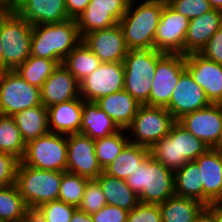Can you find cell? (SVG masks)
<instances>
[{"mask_svg": "<svg viewBox=\"0 0 222 222\" xmlns=\"http://www.w3.org/2000/svg\"><path fill=\"white\" fill-rule=\"evenodd\" d=\"M131 0L119 25L129 50L154 48V37L166 0ZM138 3V4H136Z\"/></svg>", "mask_w": 222, "mask_h": 222, "instance_id": "6da1fadb", "label": "cell"}, {"mask_svg": "<svg viewBox=\"0 0 222 222\" xmlns=\"http://www.w3.org/2000/svg\"><path fill=\"white\" fill-rule=\"evenodd\" d=\"M81 41L75 19L53 24L33 25L30 54L63 64L67 55Z\"/></svg>", "mask_w": 222, "mask_h": 222, "instance_id": "7a4b0ae2", "label": "cell"}, {"mask_svg": "<svg viewBox=\"0 0 222 222\" xmlns=\"http://www.w3.org/2000/svg\"><path fill=\"white\" fill-rule=\"evenodd\" d=\"M209 147L178 121H175L169 134L162 137L149 150L151 157L167 169L176 171L187 162L194 161Z\"/></svg>", "mask_w": 222, "mask_h": 222, "instance_id": "3957f363", "label": "cell"}, {"mask_svg": "<svg viewBox=\"0 0 222 222\" xmlns=\"http://www.w3.org/2000/svg\"><path fill=\"white\" fill-rule=\"evenodd\" d=\"M140 203L161 204L175 194L174 172L149 155L126 179Z\"/></svg>", "mask_w": 222, "mask_h": 222, "instance_id": "277c9868", "label": "cell"}, {"mask_svg": "<svg viewBox=\"0 0 222 222\" xmlns=\"http://www.w3.org/2000/svg\"><path fill=\"white\" fill-rule=\"evenodd\" d=\"M156 49L128 50L124 61V90L141 105H148L158 58Z\"/></svg>", "mask_w": 222, "mask_h": 222, "instance_id": "5b68a950", "label": "cell"}, {"mask_svg": "<svg viewBox=\"0 0 222 222\" xmlns=\"http://www.w3.org/2000/svg\"><path fill=\"white\" fill-rule=\"evenodd\" d=\"M32 27L12 9L0 18L3 70H15L31 56Z\"/></svg>", "mask_w": 222, "mask_h": 222, "instance_id": "8992f818", "label": "cell"}, {"mask_svg": "<svg viewBox=\"0 0 222 222\" xmlns=\"http://www.w3.org/2000/svg\"><path fill=\"white\" fill-rule=\"evenodd\" d=\"M15 184L28 208H37L58 199L61 172L32 168L19 162Z\"/></svg>", "mask_w": 222, "mask_h": 222, "instance_id": "52a82bcc", "label": "cell"}, {"mask_svg": "<svg viewBox=\"0 0 222 222\" xmlns=\"http://www.w3.org/2000/svg\"><path fill=\"white\" fill-rule=\"evenodd\" d=\"M20 162L32 168L66 172L67 135L48 132L29 141Z\"/></svg>", "mask_w": 222, "mask_h": 222, "instance_id": "ba28073f", "label": "cell"}, {"mask_svg": "<svg viewBox=\"0 0 222 222\" xmlns=\"http://www.w3.org/2000/svg\"><path fill=\"white\" fill-rule=\"evenodd\" d=\"M175 122L165 107L141 105L132 124L126 129L129 142L151 148L169 134Z\"/></svg>", "mask_w": 222, "mask_h": 222, "instance_id": "9c48e42d", "label": "cell"}, {"mask_svg": "<svg viewBox=\"0 0 222 222\" xmlns=\"http://www.w3.org/2000/svg\"><path fill=\"white\" fill-rule=\"evenodd\" d=\"M42 105L40 88L30 85L15 70L0 71V114L13 116Z\"/></svg>", "mask_w": 222, "mask_h": 222, "instance_id": "30bf717a", "label": "cell"}, {"mask_svg": "<svg viewBox=\"0 0 222 222\" xmlns=\"http://www.w3.org/2000/svg\"><path fill=\"white\" fill-rule=\"evenodd\" d=\"M185 71V55L163 53L157 60L148 106L166 108L180 76Z\"/></svg>", "mask_w": 222, "mask_h": 222, "instance_id": "8fae6325", "label": "cell"}, {"mask_svg": "<svg viewBox=\"0 0 222 222\" xmlns=\"http://www.w3.org/2000/svg\"><path fill=\"white\" fill-rule=\"evenodd\" d=\"M124 89L123 62H102L90 75L79 82L80 97L96 102L100 98Z\"/></svg>", "mask_w": 222, "mask_h": 222, "instance_id": "7c38bea8", "label": "cell"}, {"mask_svg": "<svg viewBox=\"0 0 222 222\" xmlns=\"http://www.w3.org/2000/svg\"><path fill=\"white\" fill-rule=\"evenodd\" d=\"M131 0H91L76 19L81 38L88 33L107 29L119 23Z\"/></svg>", "mask_w": 222, "mask_h": 222, "instance_id": "4fadbf2b", "label": "cell"}, {"mask_svg": "<svg viewBox=\"0 0 222 222\" xmlns=\"http://www.w3.org/2000/svg\"><path fill=\"white\" fill-rule=\"evenodd\" d=\"M189 19L164 4L154 37V49L185 55V36Z\"/></svg>", "mask_w": 222, "mask_h": 222, "instance_id": "5bb4252c", "label": "cell"}, {"mask_svg": "<svg viewBox=\"0 0 222 222\" xmlns=\"http://www.w3.org/2000/svg\"><path fill=\"white\" fill-rule=\"evenodd\" d=\"M103 171L95 154L94 139L82 133L67 135L66 172L96 179Z\"/></svg>", "mask_w": 222, "mask_h": 222, "instance_id": "9a60e30c", "label": "cell"}, {"mask_svg": "<svg viewBox=\"0 0 222 222\" xmlns=\"http://www.w3.org/2000/svg\"><path fill=\"white\" fill-rule=\"evenodd\" d=\"M178 122L209 148H218L222 140V110L218 104L186 114Z\"/></svg>", "mask_w": 222, "mask_h": 222, "instance_id": "2e32d148", "label": "cell"}, {"mask_svg": "<svg viewBox=\"0 0 222 222\" xmlns=\"http://www.w3.org/2000/svg\"><path fill=\"white\" fill-rule=\"evenodd\" d=\"M185 68L195 83L202 87L211 104L222 99V65L204 58L199 53L185 55Z\"/></svg>", "mask_w": 222, "mask_h": 222, "instance_id": "e0dca14e", "label": "cell"}, {"mask_svg": "<svg viewBox=\"0 0 222 222\" xmlns=\"http://www.w3.org/2000/svg\"><path fill=\"white\" fill-rule=\"evenodd\" d=\"M82 41L104 63L123 62L129 50L119 24L85 34Z\"/></svg>", "mask_w": 222, "mask_h": 222, "instance_id": "ac0fdd59", "label": "cell"}, {"mask_svg": "<svg viewBox=\"0 0 222 222\" xmlns=\"http://www.w3.org/2000/svg\"><path fill=\"white\" fill-rule=\"evenodd\" d=\"M210 104L204 89L195 83L186 70L180 76L166 109L171 113L174 120L178 121L184 115L205 108Z\"/></svg>", "mask_w": 222, "mask_h": 222, "instance_id": "d6986e66", "label": "cell"}, {"mask_svg": "<svg viewBox=\"0 0 222 222\" xmlns=\"http://www.w3.org/2000/svg\"><path fill=\"white\" fill-rule=\"evenodd\" d=\"M12 10L32 25L60 23L70 19L65 0H14Z\"/></svg>", "mask_w": 222, "mask_h": 222, "instance_id": "ffe728a7", "label": "cell"}, {"mask_svg": "<svg viewBox=\"0 0 222 222\" xmlns=\"http://www.w3.org/2000/svg\"><path fill=\"white\" fill-rule=\"evenodd\" d=\"M40 93L42 105L48 108L79 98V82L63 64H59L40 88Z\"/></svg>", "mask_w": 222, "mask_h": 222, "instance_id": "44dd1931", "label": "cell"}, {"mask_svg": "<svg viewBox=\"0 0 222 222\" xmlns=\"http://www.w3.org/2000/svg\"><path fill=\"white\" fill-rule=\"evenodd\" d=\"M194 162L199 166L204 187V205L222 202V153L217 148H209Z\"/></svg>", "mask_w": 222, "mask_h": 222, "instance_id": "7402d4cb", "label": "cell"}, {"mask_svg": "<svg viewBox=\"0 0 222 222\" xmlns=\"http://www.w3.org/2000/svg\"><path fill=\"white\" fill-rule=\"evenodd\" d=\"M222 27V11L213 9L190 19L185 36V55L200 53L208 40Z\"/></svg>", "mask_w": 222, "mask_h": 222, "instance_id": "603a6c76", "label": "cell"}, {"mask_svg": "<svg viewBox=\"0 0 222 222\" xmlns=\"http://www.w3.org/2000/svg\"><path fill=\"white\" fill-rule=\"evenodd\" d=\"M84 100L79 97L47 108L49 132L58 134L80 133Z\"/></svg>", "mask_w": 222, "mask_h": 222, "instance_id": "cb8c5ba5", "label": "cell"}, {"mask_svg": "<svg viewBox=\"0 0 222 222\" xmlns=\"http://www.w3.org/2000/svg\"><path fill=\"white\" fill-rule=\"evenodd\" d=\"M120 129H127L133 122L141 104L124 89L96 101Z\"/></svg>", "mask_w": 222, "mask_h": 222, "instance_id": "d4e9b609", "label": "cell"}, {"mask_svg": "<svg viewBox=\"0 0 222 222\" xmlns=\"http://www.w3.org/2000/svg\"><path fill=\"white\" fill-rule=\"evenodd\" d=\"M159 209L162 222H196L205 212L206 205L196 199L174 194L159 204Z\"/></svg>", "mask_w": 222, "mask_h": 222, "instance_id": "484cf974", "label": "cell"}, {"mask_svg": "<svg viewBox=\"0 0 222 222\" xmlns=\"http://www.w3.org/2000/svg\"><path fill=\"white\" fill-rule=\"evenodd\" d=\"M120 128L96 102L84 101L80 133L97 139L118 132Z\"/></svg>", "mask_w": 222, "mask_h": 222, "instance_id": "4316f807", "label": "cell"}, {"mask_svg": "<svg viewBox=\"0 0 222 222\" xmlns=\"http://www.w3.org/2000/svg\"><path fill=\"white\" fill-rule=\"evenodd\" d=\"M105 196L107 205L130 211L139 203L138 195L127 185L126 180L112 177L104 171L96 178Z\"/></svg>", "mask_w": 222, "mask_h": 222, "instance_id": "83f0119b", "label": "cell"}, {"mask_svg": "<svg viewBox=\"0 0 222 222\" xmlns=\"http://www.w3.org/2000/svg\"><path fill=\"white\" fill-rule=\"evenodd\" d=\"M12 117L26 143L49 132L47 107L43 105L24 109Z\"/></svg>", "mask_w": 222, "mask_h": 222, "instance_id": "f1b7e54d", "label": "cell"}, {"mask_svg": "<svg viewBox=\"0 0 222 222\" xmlns=\"http://www.w3.org/2000/svg\"><path fill=\"white\" fill-rule=\"evenodd\" d=\"M149 155V148L128 142L115 160L104 169V172L125 180Z\"/></svg>", "mask_w": 222, "mask_h": 222, "instance_id": "f546056e", "label": "cell"}, {"mask_svg": "<svg viewBox=\"0 0 222 222\" xmlns=\"http://www.w3.org/2000/svg\"><path fill=\"white\" fill-rule=\"evenodd\" d=\"M174 190L177 196L196 199L204 204V187L199 166L194 161L174 171Z\"/></svg>", "mask_w": 222, "mask_h": 222, "instance_id": "4dcf8cb0", "label": "cell"}, {"mask_svg": "<svg viewBox=\"0 0 222 222\" xmlns=\"http://www.w3.org/2000/svg\"><path fill=\"white\" fill-rule=\"evenodd\" d=\"M100 59L81 41L64 59L63 65L80 82L101 64Z\"/></svg>", "mask_w": 222, "mask_h": 222, "instance_id": "1f68e13d", "label": "cell"}, {"mask_svg": "<svg viewBox=\"0 0 222 222\" xmlns=\"http://www.w3.org/2000/svg\"><path fill=\"white\" fill-rule=\"evenodd\" d=\"M59 63L54 60L30 56L15 71L30 85L41 88L47 78L58 67Z\"/></svg>", "mask_w": 222, "mask_h": 222, "instance_id": "d6a6232c", "label": "cell"}, {"mask_svg": "<svg viewBox=\"0 0 222 222\" xmlns=\"http://www.w3.org/2000/svg\"><path fill=\"white\" fill-rule=\"evenodd\" d=\"M25 147L26 142L22 138L14 118L0 114V152L9 153L21 160Z\"/></svg>", "mask_w": 222, "mask_h": 222, "instance_id": "836d02e7", "label": "cell"}, {"mask_svg": "<svg viewBox=\"0 0 222 222\" xmlns=\"http://www.w3.org/2000/svg\"><path fill=\"white\" fill-rule=\"evenodd\" d=\"M28 209L16 184L0 187V219L4 222H20Z\"/></svg>", "mask_w": 222, "mask_h": 222, "instance_id": "e575fe53", "label": "cell"}, {"mask_svg": "<svg viewBox=\"0 0 222 222\" xmlns=\"http://www.w3.org/2000/svg\"><path fill=\"white\" fill-rule=\"evenodd\" d=\"M94 142L96 157L104 170L120 154L129 142V137L126 129H120L109 136L94 139Z\"/></svg>", "mask_w": 222, "mask_h": 222, "instance_id": "d590c367", "label": "cell"}, {"mask_svg": "<svg viewBox=\"0 0 222 222\" xmlns=\"http://www.w3.org/2000/svg\"><path fill=\"white\" fill-rule=\"evenodd\" d=\"M89 180L76 174L61 172V184L57 200L78 207Z\"/></svg>", "mask_w": 222, "mask_h": 222, "instance_id": "8d00e7d4", "label": "cell"}, {"mask_svg": "<svg viewBox=\"0 0 222 222\" xmlns=\"http://www.w3.org/2000/svg\"><path fill=\"white\" fill-rule=\"evenodd\" d=\"M106 204L107 202L99 182L96 179H90L87 182L80 205L77 208L88 214H92L98 212Z\"/></svg>", "mask_w": 222, "mask_h": 222, "instance_id": "74e56055", "label": "cell"}, {"mask_svg": "<svg viewBox=\"0 0 222 222\" xmlns=\"http://www.w3.org/2000/svg\"><path fill=\"white\" fill-rule=\"evenodd\" d=\"M76 208L59 200L49 201L37 207L46 222H70Z\"/></svg>", "mask_w": 222, "mask_h": 222, "instance_id": "f35d334b", "label": "cell"}, {"mask_svg": "<svg viewBox=\"0 0 222 222\" xmlns=\"http://www.w3.org/2000/svg\"><path fill=\"white\" fill-rule=\"evenodd\" d=\"M166 3L189 20L213 10L208 0H166Z\"/></svg>", "mask_w": 222, "mask_h": 222, "instance_id": "ab89813d", "label": "cell"}, {"mask_svg": "<svg viewBox=\"0 0 222 222\" xmlns=\"http://www.w3.org/2000/svg\"><path fill=\"white\" fill-rule=\"evenodd\" d=\"M127 222H162L159 205L139 202L129 211Z\"/></svg>", "mask_w": 222, "mask_h": 222, "instance_id": "60d3db41", "label": "cell"}, {"mask_svg": "<svg viewBox=\"0 0 222 222\" xmlns=\"http://www.w3.org/2000/svg\"><path fill=\"white\" fill-rule=\"evenodd\" d=\"M20 160L9 153L0 152V187L16 183V172Z\"/></svg>", "mask_w": 222, "mask_h": 222, "instance_id": "b9f144b4", "label": "cell"}, {"mask_svg": "<svg viewBox=\"0 0 222 222\" xmlns=\"http://www.w3.org/2000/svg\"><path fill=\"white\" fill-rule=\"evenodd\" d=\"M129 211L117 206L105 205L98 212L92 213L93 222H127Z\"/></svg>", "mask_w": 222, "mask_h": 222, "instance_id": "7bdbcfd3", "label": "cell"}, {"mask_svg": "<svg viewBox=\"0 0 222 222\" xmlns=\"http://www.w3.org/2000/svg\"><path fill=\"white\" fill-rule=\"evenodd\" d=\"M199 54L222 65V27L208 40Z\"/></svg>", "mask_w": 222, "mask_h": 222, "instance_id": "ee69618b", "label": "cell"}, {"mask_svg": "<svg viewBox=\"0 0 222 222\" xmlns=\"http://www.w3.org/2000/svg\"><path fill=\"white\" fill-rule=\"evenodd\" d=\"M91 0H65V7L70 19H77L87 8Z\"/></svg>", "mask_w": 222, "mask_h": 222, "instance_id": "f6af8a7d", "label": "cell"}, {"mask_svg": "<svg viewBox=\"0 0 222 222\" xmlns=\"http://www.w3.org/2000/svg\"><path fill=\"white\" fill-rule=\"evenodd\" d=\"M205 212L211 217L213 222H222V202L207 205Z\"/></svg>", "mask_w": 222, "mask_h": 222, "instance_id": "bcb514c9", "label": "cell"}, {"mask_svg": "<svg viewBox=\"0 0 222 222\" xmlns=\"http://www.w3.org/2000/svg\"><path fill=\"white\" fill-rule=\"evenodd\" d=\"M20 222H46V220L37 208H28Z\"/></svg>", "mask_w": 222, "mask_h": 222, "instance_id": "7dc6e473", "label": "cell"}, {"mask_svg": "<svg viewBox=\"0 0 222 222\" xmlns=\"http://www.w3.org/2000/svg\"><path fill=\"white\" fill-rule=\"evenodd\" d=\"M70 222H93L91 214L76 208L72 214Z\"/></svg>", "mask_w": 222, "mask_h": 222, "instance_id": "c3c4849f", "label": "cell"}, {"mask_svg": "<svg viewBox=\"0 0 222 222\" xmlns=\"http://www.w3.org/2000/svg\"><path fill=\"white\" fill-rule=\"evenodd\" d=\"M213 9L222 11V0H208Z\"/></svg>", "mask_w": 222, "mask_h": 222, "instance_id": "681fc988", "label": "cell"}, {"mask_svg": "<svg viewBox=\"0 0 222 222\" xmlns=\"http://www.w3.org/2000/svg\"><path fill=\"white\" fill-rule=\"evenodd\" d=\"M0 3L7 9L11 10L14 4V0H0Z\"/></svg>", "mask_w": 222, "mask_h": 222, "instance_id": "f907efd6", "label": "cell"}, {"mask_svg": "<svg viewBox=\"0 0 222 222\" xmlns=\"http://www.w3.org/2000/svg\"><path fill=\"white\" fill-rule=\"evenodd\" d=\"M196 222H213L211 217L204 212L198 219Z\"/></svg>", "mask_w": 222, "mask_h": 222, "instance_id": "816d5d0a", "label": "cell"}, {"mask_svg": "<svg viewBox=\"0 0 222 222\" xmlns=\"http://www.w3.org/2000/svg\"><path fill=\"white\" fill-rule=\"evenodd\" d=\"M0 71H3V47H2L1 36H0Z\"/></svg>", "mask_w": 222, "mask_h": 222, "instance_id": "f5cc1de1", "label": "cell"}, {"mask_svg": "<svg viewBox=\"0 0 222 222\" xmlns=\"http://www.w3.org/2000/svg\"><path fill=\"white\" fill-rule=\"evenodd\" d=\"M8 10L0 3V18L7 12Z\"/></svg>", "mask_w": 222, "mask_h": 222, "instance_id": "db71d44e", "label": "cell"}, {"mask_svg": "<svg viewBox=\"0 0 222 222\" xmlns=\"http://www.w3.org/2000/svg\"><path fill=\"white\" fill-rule=\"evenodd\" d=\"M217 149H219L221 151V153H222V140H221V142H220V144H219Z\"/></svg>", "mask_w": 222, "mask_h": 222, "instance_id": "11a10c76", "label": "cell"}, {"mask_svg": "<svg viewBox=\"0 0 222 222\" xmlns=\"http://www.w3.org/2000/svg\"><path fill=\"white\" fill-rule=\"evenodd\" d=\"M218 106H219L220 109L222 110V99L218 102Z\"/></svg>", "mask_w": 222, "mask_h": 222, "instance_id": "9f6ffc18", "label": "cell"}]
</instances>
